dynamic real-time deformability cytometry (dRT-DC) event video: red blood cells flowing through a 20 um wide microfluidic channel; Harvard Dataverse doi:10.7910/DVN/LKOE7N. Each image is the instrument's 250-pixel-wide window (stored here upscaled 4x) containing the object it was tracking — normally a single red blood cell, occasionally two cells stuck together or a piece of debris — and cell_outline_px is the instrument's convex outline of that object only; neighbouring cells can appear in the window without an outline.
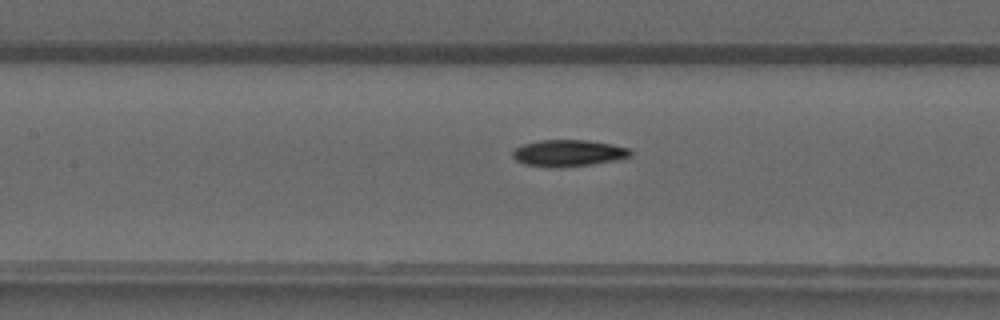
{"species": "common noctule bat (a hibernating species)", "species_latin": "Nyctalus noctula", "temperature_condition": "warm", "stored_images_in_passage": 50, "camera_frame_rate_fps": 3000, "um_per_image_px": 0.085, "animal": {"sex": "male", "forearm_length_mm": 52.5}, "frame": {"image": 1, "passage_image": 23, "time_ms": 7.333, "image_size_px": [1000, 320], "cell_outline_px": [[632, 156], [616, 160], [592, 164], [560, 168], [548, 168], [524, 164], [516, 160], [512, 156], [512, 152], [516, 148], [524, 144], [540, 140], [588, 140], [612, 144], [628, 148], [632, 152]], "centroid_in_image_um": [48.31, 13.02], "position_along_channel_um": 159.1, "area_um2": 18.44}}
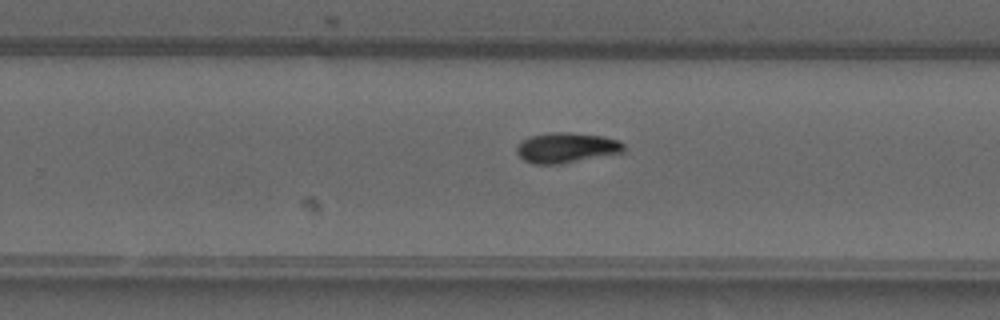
{"frame": {"image": 2, "passage_image": 32, "time_ms": 10.333, "image_size_px": [1000, 320], "cell_outline_px": [[624, 152], [560, 164], [532, 164], [524, 160], [516, 152], [516, 148], [524, 140], [532, 136], [548, 132], [568, 132], [604, 136], [620, 140], [624, 144]], "centroid_in_image_um": [48.17, 12.55], "position_along_channel_um": 281.6, "area_um2": 18.84}}
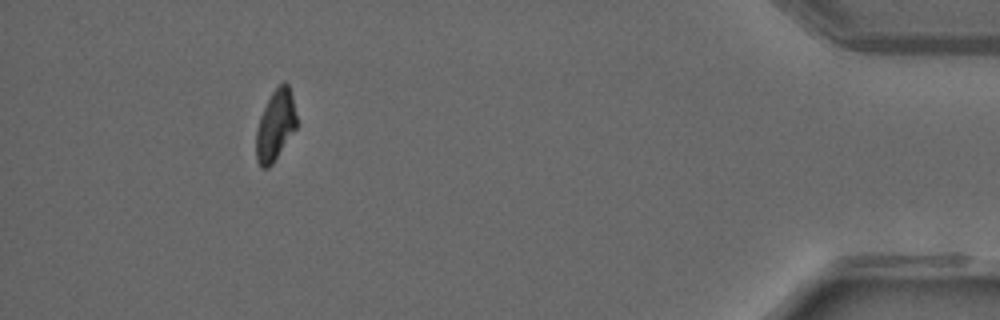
{"frame": {"image": 3, "passage_image": 46, "time_ms": 15.0, "image_size_px": [1000, 320], "cell_outline_px": [[296, 128], [272, 164], [268, 168], [260, 168], [256, 160], [256, 132], [260, 116], [272, 92], [284, 80], [288, 84], [292, 96], [296, 116]], "centroid_in_image_um": [23.39, 10.67], "position_along_channel_um": 411.8, "area_um2": 16.47}, "authors_computed_cell_mechanics": {"area_um2": 17.6001, "velocity_mm_per_s": 4.1139, "shape_relaxation_time_tau1_ms": 10.104, "shape_relaxation_time_tau2_ms": null, "deformation_change_tau1": 0.2494, "deformation_change_tau2": null}}